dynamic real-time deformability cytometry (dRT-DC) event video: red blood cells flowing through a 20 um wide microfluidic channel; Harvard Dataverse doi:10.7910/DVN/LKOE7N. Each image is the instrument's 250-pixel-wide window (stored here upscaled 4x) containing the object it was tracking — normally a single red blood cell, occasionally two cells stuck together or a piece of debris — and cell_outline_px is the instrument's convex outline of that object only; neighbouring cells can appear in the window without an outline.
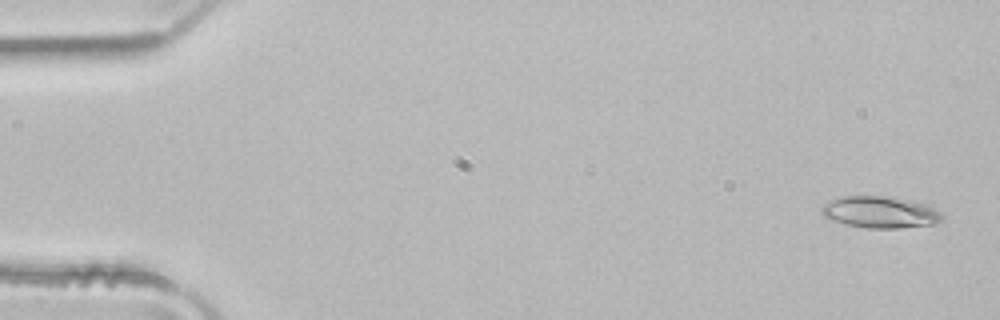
{"species": "common noctule bat (a hibernating species)", "species_latin": "Nyctalus noctula", "temperature_condition": "room temperature", "stored_images_in_passage": 52, "camera_frame_rate_fps": 3000, "um_per_image_px": 0.085, "animal": {"sex": "male", "body_mass_g": 21.5, "forearm_length_mm": 52.0}, "frame": {"image": 1, "passage_image": 2, "time_ms": 0.333, "image_size_px": [1000, 320], "cell_outline_px": [[944, 220], [936, 224], [900, 228], [868, 228], [844, 224], [832, 220], [824, 216], [820, 212], [820, 208], [824, 204], [832, 200], [844, 196], [884, 196], [912, 200], [936, 208], [944, 216]], "centroid_in_image_um": [74.85, 18.04], "position_along_channel_um": 10.2, "area_um2": 22.43}}
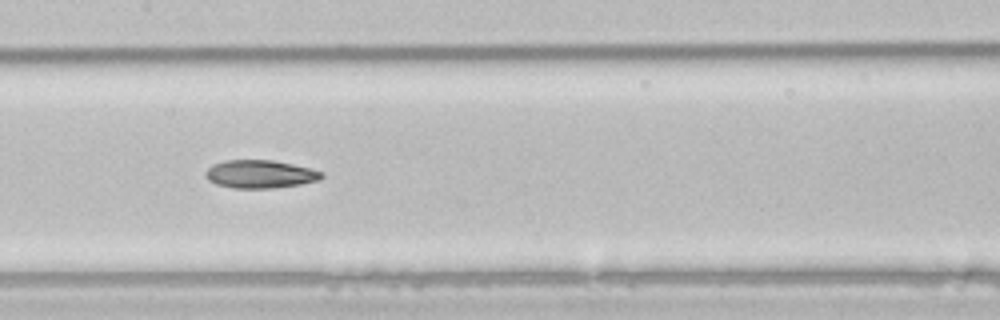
{"frame": {"image": 2, "passage_image": 25, "time_ms": 8.0, "image_size_px": [1000, 320], "cell_outline_px": [[324, 176], [320, 180], [300, 184], [272, 188], [232, 188], [216, 184], [208, 180], [204, 176], [204, 172], [212, 164], [224, 160], [272, 160], [292, 164], [324, 172]], "centroid_in_image_um": [22.08, 14.8], "position_along_channel_um": 185.3, "area_um2": 19.07}}
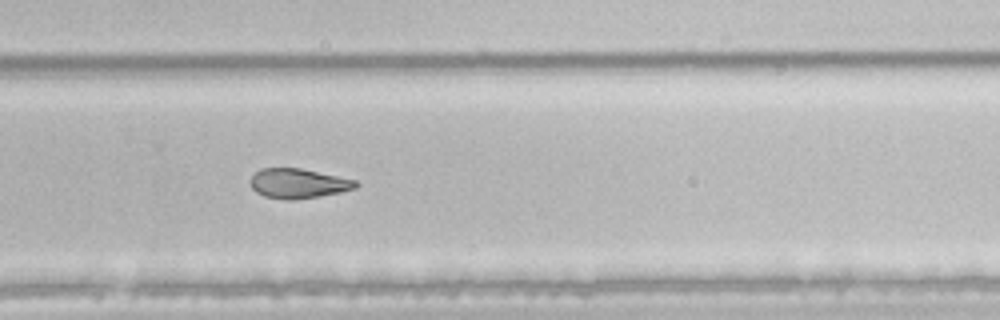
{"frame": {"image": 3, "passage_image": 34, "time_ms": 11.0, "image_size_px": [1000, 320], "cell_outline_px": [[360, 184], [356, 188], [340, 192], [292, 200], [288, 200], [264, 196], [256, 192], [252, 188], [248, 180], [260, 168], [300, 168], [356, 180]], "centroid_in_image_um": [25.32, 15.58], "position_along_channel_um": 304.5, "area_um2": 18.15}}